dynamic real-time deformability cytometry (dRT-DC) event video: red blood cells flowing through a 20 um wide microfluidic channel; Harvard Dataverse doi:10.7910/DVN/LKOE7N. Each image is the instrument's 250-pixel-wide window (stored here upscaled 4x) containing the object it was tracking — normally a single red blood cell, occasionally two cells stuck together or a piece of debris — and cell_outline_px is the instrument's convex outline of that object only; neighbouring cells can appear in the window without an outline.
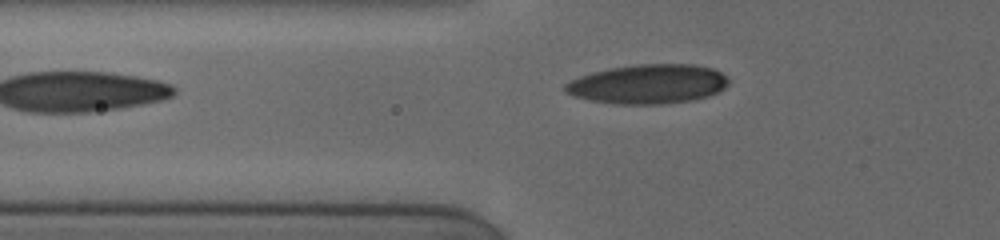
{"species": "human", "species_latin": "Homo sapiens", "temperature_condition": "cold", "stored_images_in_passage": 16, "camera_frame_rate_fps": 3000, "um_per_image_px": 0.085, "donor": {"sex": "female"}, "frame": {"image": 1, "passage_image": 16, "time_ms": 6.0, "image_size_px": [1000, 240], "cell_outline_px": [[728, 84], [724, 88], [708, 96], [692, 100], [660, 104], [616, 104], [592, 100], [572, 96], [564, 92], [564, 84], [580, 76], [592, 72], [608, 68], [636, 64], [692, 64], [712, 68], [720, 72], [728, 80]], "centroid_in_image_um": [55.05, 7.14], "position_along_channel_um": 70.7, "area_um2": 37.4}}